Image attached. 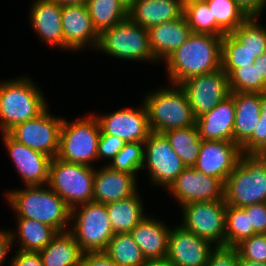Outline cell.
Listing matches in <instances>:
<instances>
[{"label":"cell","mask_w":266,"mask_h":266,"mask_svg":"<svg viewBox=\"0 0 266 266\" xmlns=\"http://www.w3.org/2000/svg\"><path fill=\"white\" fill-rule=\"evenodd\" d=\"M222 37L191 33L164 62L168 83L180 85L187 79L221 69Z\"/></svg>","instance_id":"1"},{"label":"cell","mask_w":266,"mask_h":266,"mask_svg":"<svg viewBox=\"0 0 266 266\" xmlns=\"http://www.w3.org/2000/svg\"><path fill=\"white\" fill-rule=\"evenodd\" d=\"M22 187L10 188L3 194L15 218L33 219L57 232L69 230L71 209L57 193L48 185Z\"/></svg>","instance_id":"2"},{"label":"cell","mask_w":266,"mask_h":266,"mask_svg":"<svg viewBox=\"0 0 266 266\" xmlns=\"http://www.w3.org/2000/svg\"><path fill=\"white\" fill-rule=\"evenodd\" d=\"M0 80V133L36 118L48 107L45 94L29 75Z\"/></svg>","instance_id":"3"},{"label":"cell","mask_w":266,"mask_h":266,"mask_svg":"<svg viewBox=\"0 0 266 266\" xmlns=\"http://www.w3.org/2000/svg\"><path fill=\"white\" fill-rule=\"evenodd\" d=\"M169 84V85H168ZM166 83L146 91L141 99L146 107L152 132L163 133L171 129L187 128L196 124L186 92L180 85ZM168 85V86H167Z\"/></svg>","instance_id":"4"},{"label":"cell","mask_w":266,"mask_h":266,"mask_svg":"<svg viewBox=\"0 0 266 266\" xmlns=\"http://www.w3.org/2000/svg\"><path fill=\"white\" fill-rule=\"evenodd\" d=\"M227 205L244 207L266 201V155H242L224 187Z\"/></svg>","instance_id":"5"},{"label":"cell","mask_w":266,"mask_h":266,"mask_svg":"<svg viewBox=\"0 0 266 266\" xmlns=\"http://www.w3.org/2000/svg\"><path fill=\"white\" fill-rule=\"evenodd\" d=\"M95 51L113 57L111 59H120L122 62L144 61L158 65L150 50L148 29L133 22L129 17L102 31Z\"/></svg>","instance_id":"6"},{"label":"cell","mask_w":266,"mask_h":266,"mask_svg":"<svg viewBox=\"0 0 266 266\" xmlns=\"http://www.w3.org/2000/svg\"><path fill=\"white\" fill-rule=\"evenodd\" d=\"M100 126L93 112L69 120L64 117L57 158L69 163L96 166Z\"/></svg>","instance_id":"7"},{"label":"cell","mask_w":266,"mask_h":266,"mask_svg":"<svg viewBox=\"0 0 266 266\" xmlns=\"http://www.w3.org/2000/svg\"><path fill=\"white\" fill-rule=\"evenodd\" d=\"M95 167L54 157L49 165L48 186L72 209L93 201Z\"/></svg>","instance_id":"8"},{"label":"cell","mask_w":266,"mask_h":266,"mask_svg":"<svg viewBox=\"0 0 266 266\" xmlns=\"http://www.w3.org/2000/svg\"><path fill=\"white\" fill-rule=\"evenodd\" d=\"M69 231L83 253L104 251L114 236L106 205L93 201L71 209Z\"/></svg>","instance_id":"9"},{"label":"cell","mask_w":266,"mask_h":266,"mask_svg":"<svg viewBox=\"0 0 266 266\" xmlns=\"http://www.w3.org/2000/svg\"><path fill=\"white\" fill-rule=\"evenodd\" d=\"M185 168L166 136L151 132L144 142V163L141 169L147 170L146 176L148 175L151 187L153 185L167 190Z\"/></svg>","instance_id":"10"},{"label":"cell","mask_w":266,"mask_h":266,"mask_svg":"<svg viewBox=\"0 0 266 266\" xmlns=\"http://www.w3.org/2000/svg\"><path fill=\"white\" fill-rule=\"evenodd\" d=\"M226 206L225 199L184 204L179 207V225L215 246H225Z\"/></svg>","instance_id":"11"},{"label":"cell","mask_w":266,"mask_h":266,"mask_svg":"<svg viewBox=\"0 0 266 266\" xmlns=\"http://www.w3.org/2000/svg\"><path fill=\"white\" fill-rule=\"evenodd\" d=\"M49 109L47 107L36 118L15 125L7 133L17 142L54 158L59 151L60 130L64 117L52 115Z\"/></svg>","instance_id":"12"},{"label":"cell","mask_w":266,"mask_h":266,"mask_svg":"<svg viewBox=\"0 0 266 266\" xmlns=\"http://www.w3.org/2000/svg\"><path fill=\"white\" fill-rule=\"evenodd\" d=\"M118 108L110 113H93L100 126V134H108L125 142H145L152 132L149 126L146 107Z\"/></svg>","instance_id":"13"},{"label":"cell","mask_w":266,"mask_h":266,"mask_svg":"<svg viewBox=\"0 0 266 266\" xmlns=\"http://www.w3.org/2000/svg\"><path fill=\"white\" fill-rule=\"evenodd\" d=\"M224 187L220 179L186 167L166 191L180 207L191 202L224 200Z\"/></svg>","instance_id":"14"},{"label":"cell","mask_w":266,"mask_h":266,"mask_svg":"<svg viewBox=\"0 0 266 266\" xmlns=\"http://www.w3.org/2000/svg\"><path fill=\"white\" fill-rule=\"evenodd\" d=\"M180 86L186 92L196 118L211 111L231 93L228 76L222 69L191 77Z\"/></svg>","instance_id":"15"},{"label":"cell","mask_w":266,"mask_h":266,"mask_svg":"<svg viewBox=\"0 0 266 266\" xmlns=\"http://www.w3.org/2000/svg\"><path fill=\"white\" fill-rule=\"evenodd\" d=\"M6 154L11 158L24 186L47 185L51 157L17 142L8 133H0Z\"/></svg>","instance_id":"16"},{"label":"cell","mask_w":266,"mask_h":266,"mask_svg":"<svg viewBox=\"0 0 266 266\" xmlns=\"http://www.w3.org/2000/svg\"><path fill=\"white\" fill-rule=\"evenodd\" d=\"M174 227V228H173ZM171 227L166 259L172 266H206L215 245L185 230L181 225Z\"/></svg>","instance_id":"17"},{"label":"cell","mask_w":266,"mask_h":266,"mask_svg":"<svg viewBox=\"0 0 266 266\" xmlns=\"http://www.w3.org/2000/svg\"><path fill=\"white\" fill-rule=\"evenodd\" d=\"M62 30L64 51L96 50L99 33L93 26L86 4L62 7Z\"/></svg>","instance_id":"18"},{"label":"cell","mask_w":266,"mask_h":266,"mask_svg":"<svg viewBox=\"0 0 266 266\" xmlns=\"http://www.w3.org/2000/svg\"><path fill=\"white\" fill-rule=\"evenodd\" d=\"M241 147L224 140H202L195 169L210 177L220 179L224 184L242 156Z\"/></svg>","instance_id":"19"},{"label":"cell","mask_w":266,"mask_h":266,"mask_svg":"<svg viewBox=\"0 0 266 266\" xmlns=\"http://www.w3.org/2000/svg\"><path fill=\"white\" fill-rule=\"evenodd\" d=\"M28 9L27 20L41 43L63 51L62 6L53 0H33Z\"/></svg>","instance_id":"20"},{"label":"cell","mask_w":266,"mask_h":266,"mask_svg":"<svg viewBox=\"0 0 266 266\" xmlns=\"http://www.w3.org/2000/svg\"><path fill=\"white\" fill-rule=\"evenodd\" d=\"M138 179L127 172L112 170L108 165L96 166L93 202L108 204L134 195L139 189Z\"/></svg>","instance_id":"21"},{"label":"cell","mask_w":266,"mask_h":266,"mask_svg":"<svg viewBox=\"0 0 266 266\" xmlns=\"http://www.w3.org/2000/svg\"><path fill=\"white\" fill-rule=\"evenodd\" d=\"M166 223L161 218H155L154 215L149 214L130 232L146 260L165 259L167 257L171 226Z\"/></svg>","instance_id":"22"},{"label":"cell","mask_w":266,"mask_h":266,"mask_svg":"<svg viewBox=\"0 0 266 266\" xmlns=\"http://www.w3.org/2000/svg\"><path fill=\"white\" fill-rule=\"evenodd\" d=\"M148 33L150 50L161 65L188 39L192 32L183 15L179 19L152 26L148 29Z\"/></svg>","instance_id":"23"},{"label":"cell","mask_w":266,"mask_h":266,"mask_svg":"<svg viewBox=\"0 0 266 266\" xmlns=\"http://www.w3.org/2000/svg\"><path fill=\"white\" fill-rule=\"evenodd\" d=\"M234 119L235 104L230 94L211 111L196 118V126L203 140L233 142Z\"/></svg>","instance_id":"24"},{"label":"cell","mask_w":266,"mask_h":266,"mask_svg":"<svg viewBox=\"0 0 266 266\" xmlns=\"http://www.w3.org/2000/svg\"><path fill=\"white\" fill-rule=\"evenodd\" d=\"M235 119L233 126V142L240 147L252 136L260 122V111L264 93L233 92Z\"/></svg>","instance_id":"25"},{"label":"cell","mask_w":266,"mask_h":266,"mask_svg":"<svg viewBox=\"0 0 266 266\" xmlns=\"http://www.w3.org/2000/svg\"><path fill=\"white\" fill-rule=\"evenodd\" d=\"M184 13L183 0H136L128 17L145 29L179 19Z\"/></svg>","instance_id":"26"},{"label":"cell","mask_w":266,"mask_h":266,"mask_svg":"<svg viewBox=\"0 0 266 266\" xmlns=\"http://www.w3.org/2000/svg\"><path fill=\"white\" fill-rule=\"evenodd\" d=\"M15 220L17 224L15 231L10 229L12 245L21 251L43 250L58 233L53 227L33 219L15 218ZM16 245H19V248Z\"/></svg>","instance_id":"27"},{"label":"cell","mask_w":266,"mask_h":266,"mask_svg":"<svg viewBox=\"0 0 266 266\" xmlns=\"http://www.w3.org/2000/svg\"><path fill=\"white\" fill-rule=\"evenodd\" d=\"M138 190L129 198L106 204L107 214L115 233H130L148 213ZM142 197V198H141Z\"/></svg>","instance_id":"28"},{"label":"cell","mask_w":266,"mask_h":266,"mask_svg":"<svg viewBox=\"0 0 266 266\" xmlns=\"http://www.w3.org/2000/svg\"><path fill=\"white\" fill-rule=\"evenodd\" d=\"M38 252L43 266H79L83 254L69 230L58 232L51 242Z\"/></svg>","instance_id":"29"},{"label":"cell","mask_w":266,"mask_h":266,"mask_svg":"<svg viewBox=\"0 0 266 266\" xmlns=\"http://www.w3.org/2000/svg\"><path fill=\"white\" fill-rule=\"evenodd\" d=\"M163 134L184 165L193 167L203 140L199 135L196 124L187 128L167 130Z\"/></svg>","instance_id":"30"},{"label":"cell","mask_w":266,"mask_h":266,"mask_svg":"<svg viewBox=\"0 0 266 266\" xmlns=\"http://www.w3.org/2000/svg\"><path fill=\"white\" fill-rule=\"evenodd\" d=\"M86 6L99 34L128 18V9L119 0H87Z\"/></svg>","instance_id":"31"},{"label":"cell","mask_w":266,"mask_h":266,"mask_svg":"<svg viewBox=\"0 0 266 266\" xmlns=\"http://www.w3.org/2000/svg\"><path fill=\"white\" fill-rule=\"evenodd\" d=\"M103 252L118 266H141L147 261L130 233H115Z\"/></svg>","instance_id":"32"},{"label":"cell","mask_w":266,"mask_h":266,"mask_svg":"<svg viewBox=\"0 0 266 266\" xmlns=\"http://www.w3.org/2000/svg\"><path fill=\"white\" fill-rule=\"evenodd\" d=\"M185 19L192 33L223 36L226 32L216 23L206 1L184 3Z\"/></svg>","instance_id":"33"},{"label":"cell","mask_w":266,"mask_h":266,"mask_svg":"<svg viewBox=\"0 0 266 266\" xmlns=\"http://www.w3.org/2000/svg\"><path fill=\"white\" fill-rule=\"evenodd\" d=\"M260 20V16H249L231 32L241 45L256 57L266 53V26L262 25Z\"/></svg>","instance_id":"34"},{"label":"cell","mask_w":266,"mask_h":266,"mask_svg":"<svg viewBox=\"0 0 266 266\" xmlns=\"http://www.w3.org/2000/svg\"><path fill=\"white\" fill-rule=\"evenodd\" d=\"M257 234L250 226L249 216L242 207L226 206L225 246L236 247Z\"/></svg>","instance_id":"35"},{"label":"cell","mask_w":266,"mask_h":266,"mask_svg":"<svg viewBox=\"0 0 266 266\" xmlns=\"http://www.w3.org/2000/svg\"><path fill=\"white\" fill-rule=\"evenodd\" d=\"M256 58L254 53L244 48L231 33L222 36L221 69L227 76L235 68L254 64Z\"/></svg>","instance_id":"36"},{"label":"cell","mask_w":266,"mask_h":266,"mask_svg":"<svg viewBox=\"0 0 266 266\" xmlns=\"http://www.w3.org/2000/svg\"><path fill=\"white\" fill-rule=\"evenodd\" d=\"M216 23L226 32L235 31L249 16L235 0H205Z\"/></svg>","instance_id":"37"},{"label":"cell","mask_w":266,"mask_h":266,"mask_svg":"<svg viewBox=\"0 0 266 266\" xmlns=\"http://www.w3.org/2000/svg\"><path fill=\"white\" fill-rule=\"evenodd\" d=\"M144 163V143L126 142L125 146L108 163L112 170L127 172L134 175L138 180V174Z\"/></svg>","instance_id":"38"},{"label":"cell","mask_w":266,"mask_h":266,"mask_svg":"<svg viewBox=\"0 0 266 266\" xmlns=\"http://www.w3.org/2000/svg\"><path fill=\"white\" fill-rule=\"evenodd\" d=\"M230 92H250L266 94V82L259 77L257 65L251 64L235 68L229 75Z\"/></svg>","instance_id":"39"},{"label":"cell","mask_w":266,"mask_h":266,"mask_svg":"<svg viewBox=\"0 0 266 266\" xmlns=\"http://www.w3.org/2000/svg\"><path fill=\"white\" fill-rule=\"evenodd\" d=\"M244 155H266V97L260 111V122L252 136L241 146Z\"/></svg>","instance_id":"40"},{"label":"cell","mask_w":266,"mask_h":266,"mask_svg":"<svg viewBox=\"0 0 266 266\" xmlns=\"http://www.w3.org/2000/svg\"><path fill=\"white\" fill-rule=\"evenodd\" d=\"M242 259L266 264V234H255L236 246Z\"/></svg>","instance_id":"41"},{"label":"cell","mask_w":266,"mask_h":266,"mask_svg":"<svg viewBox=\"0 0 266 266\" xmlns=\"http://www.w3.org/2000/svg\"><path fill=\"white\" fill-rule=\"evenodd\" d=\"M125 141L118 137L100 134L97 150L98 164H102L101 161H104V165L108 163L118 154V152L125 146Z\"/></svg>","instance_id":"42"},{"label":"cell","mask_w":266,"mask_h":266,"mask_svg":"<svg viewBox=\"0 0 266 266\" xmlns=\"http://www.w3.org/2000/svg\"><path fill=\"white\" fill-rule=\"evenodd\" d=\"M239 252L236 247L215 246L206 266H238Z\"/></svg>","instance_id":"43"},{"label":"cell","mask_w":266,"mask_h":266,"mask_svg":"<svg viewBox=\"0 0 266 266\" xmlns=\"http://www.w3.org/2000/svg\"><path fill=\"white\" fill-rule=\"evenodd\" d=\"M249 216L250 226L257 234H266V202L242 207Z\"/></svg>","instance_id":"44"},{"label":"cell","mask_w":266,"mask_h":266,"mask_svg":"<svg viewBox=\"0 0 266 266\" xmlns=\"http://www.w3.org/2000/svg\"><path fill=\"white\" fill-rule=\"evenodd\" d=\"M16 253L8 259V266H43L39 252L21 251L16 249Z\"/></svg>","instance_id":"45"},{"label":"cell","mask_w":266,"mask_h":266,"mask_svg":"<svg viewBox=\"0 0 266 266\" xmlns=\"http://www.w3.org/2000/svg\"><path fill=\"white\" fill-rule=\"evenodd\" d=\"M79 266H118L103 251L84 252Z\"/></svg>","instance_id":"46"},{"label":"cell","mask_w":266,"mask_h":266,"mask_svg":"<svg viewBox=\"0 0 266 266\" xmlns=\"http://www.w3.org/2000/svg\"><path fill=\"white\" fill-rule=\"evenodd\" d=\"M248 16H262L266 0H235Z\"/></svg>","instance_id":"47"},{"label":"cell","mask_w":266,"mask_h":266,"mask_svg":"<svg viewBox=\"0 0 266 266\" xmlns=\"http://www.w3.org/2000/svg\"><path fill=\"white\" fill-rule=\"evenodd\" d=\"M11 250H13L11 232L2 227L0 229V266L4 265Z\"/></svg>","instance_id":"48"},{"label":"cell","mask_w":266,"mask_h":266,"mask_svg":"<svg viewBox=\"0 0 266 266\" xmlns=\"http://www.w3.org/2000/svg\"><path fill=\"white\" fill-rule=\"evenodd\" d=\"M254 65H257L259 71V77L266 82V53L258 56L254 62Z\"/></svg>","instance_id":"49"},{"label":"cell","mask_w":266,"mask_h":266,"mask_svg":"<svg viewBox=\"0 0 266 266\" xmlns=\"http://www.w3.org/2000/svg\"><path fill=\"white\" fill-rule=\"evenodd\" d=\"M141 266H172L171 263L165 259L147 260Z\"/></svg>","instance_id":"50"},{"label":"cell","mask_w":266,"mask_h":266,"mask_svg":"<svg viewBox=\"0 0 266 266\" xmlns=\"http://www.w3.org/2000/svg\"><path fill=\"white\" fill-rule=\"evenodd\" d=\"M60 6L80 5L86 4L87 0H53Z\"/></svg>","instance_id":"51"},{"label":"cell","mask_w":266,"mask_h":266,"mask_svg":"<svg viewBox=\"0 0 266 266\" xmlns=\"http://www.w3.org/2000/svg\"><path fill=\"white\" fill-rule=\"evenodd\" d=\"M238 266H266V264L255 262V261H251V260H248V259H242L239 256Z\"/></svg>","instance_id":"52"},{"label":"cell","mask_w":266,"mask_h":266,"mask_svg":"<svg viewBox=\"0 0 266 266\" xmlns=\"http://www.w3.org/2000/svg\"><path fill=\"white\" fill-rule=\"evenodd\" d=\"M123 6H125L128 10L133 6L136 0H119Z\"/></svg>","instance_id":"53"},{"label":"cell","mask_w":266,"mask_h":266,"mask_svg":"<svg viewBox=\"0 0 266 266\" xmlns=\"http://www.w3.org/2000/svg\"><path fill=\"white\" fill-rule=\"evenodd\" d=\"M193 1H205V0H183L184 3H186V2H193Z\"/></svg>","instance_id":"54"}]
</instances>
